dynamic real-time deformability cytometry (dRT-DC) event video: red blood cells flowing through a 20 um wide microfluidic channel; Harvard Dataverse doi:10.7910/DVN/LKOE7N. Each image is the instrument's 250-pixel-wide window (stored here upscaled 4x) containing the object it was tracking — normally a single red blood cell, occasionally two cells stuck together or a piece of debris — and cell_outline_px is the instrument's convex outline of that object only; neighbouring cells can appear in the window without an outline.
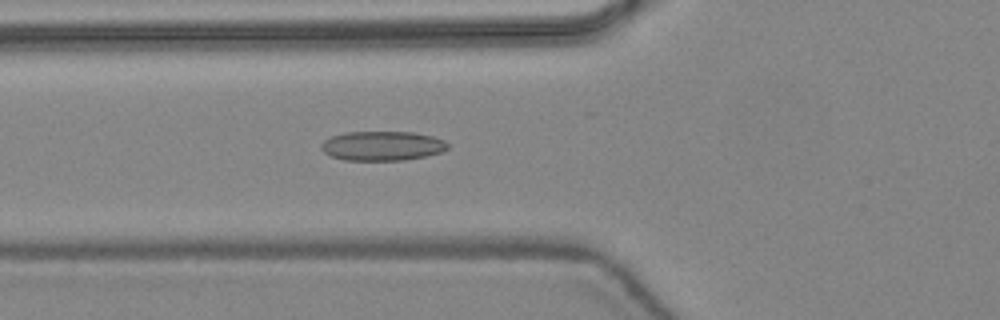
{"species": "common noctule bat (a hibernating species)", "species_latin": "Nyctalus noctula", "temperature_condition": "warm", "stored_images_in_passage": 34, "camera_frame_rate_fps": 3000, "um_per_image_px": 0.085, "animal": {"sex": "female", "body_mass_g": 24.6, "forearm_length_mm": 56.2}, "frame": {"image": 1, "passage_image": 7, "time_ms": 2.0, "image_size_px": [1000, 320], "cell_outline_px": [[448, 148], [440, 152], [424, 156], [404, 160], [344, 160], [332, 156], [324, 152], [320, 148], [320, 144], [324, 140], [332, 136], [344, 132], [412, 132], [432, 136], [444, 140], [448, 144]], "centroid_in_image_um": [32.46, 12.39], "position_along_channel_um": 93.3, "area_um2": 21.62}}
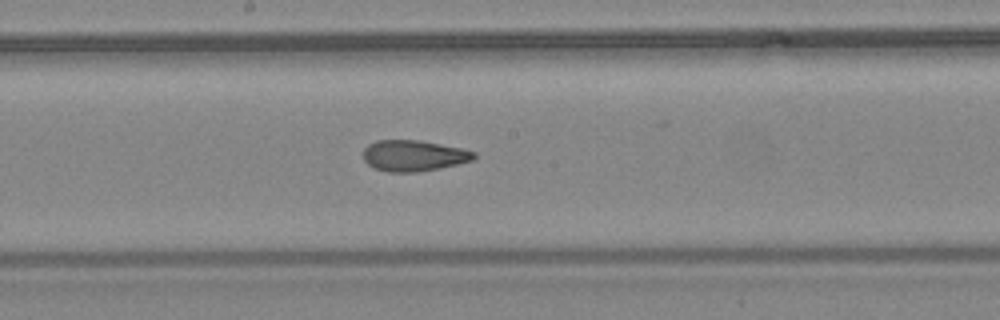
{"frame": {"image": 2, "passage_image": 15, "time_ms": 4.667, "image_size_px": [1000, 320], "cell_outline_px": [[476, 156], [472, 160], [440, 168], [416, 172], [388, 172], [376, 168], [368, 164], [364, 160], [364, 148], [368, 144], [376, 140], [420, 140], [460, 148], [476, 152]], "centroid_in_image_um": [35.14, 13.22], "position_along_channel_um": 213.1, "area_um2": 19.88}}
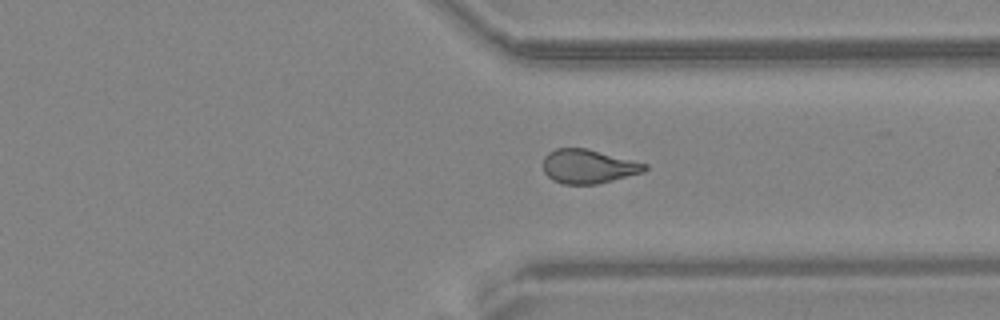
{"frame": {"image": 3, "passage_image": 25, "time_ms": 8.0, "image_size_px": [1000, 320], "cell_outline_px": [[648, 168], [644, 172], [596, 184], [564, 184], [552, 180], [544, 172], [544, 156], [548, 152], [556, 148], [584, 148], [648, 164]], "centroid_in_image_um": [49.99, 14.15], "position_along_channel_um": 361.4, "area_um2": 19.94}, "authors_computed_cell_mechanics": {"area_um2": 20.3167, "velocity_mm_per_s": 4.469, "shape_relaxation_time_tau1_ms": null, "shape_relaxation_time_tau2_ms": 1.999, "deformation_change_tau1": null, "deformation_change_tau2": 0.1043}}